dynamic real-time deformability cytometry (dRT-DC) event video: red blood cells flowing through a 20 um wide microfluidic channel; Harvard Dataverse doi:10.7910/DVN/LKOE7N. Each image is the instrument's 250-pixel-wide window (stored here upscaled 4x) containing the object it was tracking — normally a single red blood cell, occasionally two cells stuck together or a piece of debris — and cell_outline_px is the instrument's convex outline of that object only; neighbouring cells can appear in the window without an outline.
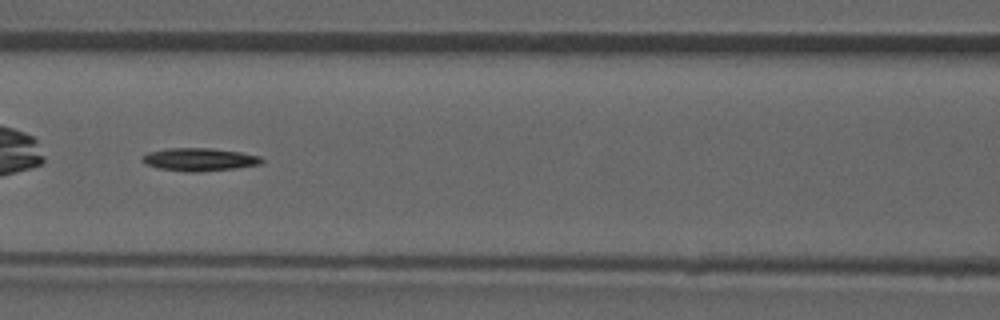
{"species": "common noctule bat (a hibernating species)", "species_latin": "Nyctalus noctula", "temperature_condition": "room temperature", "stored_images_in_passage": 26, "camera_frame_rate_fps": 3000, "um_per_image_px": 0.085, "animal": {"sex": "male", "forearm_length_mm": 52.5}, "frame": {"image": 1, "passage_image": 8, "time_ms": 2.333, "image_size_px": [1000, 320], "cell_outline_px": [[264, 160], [260, 164], [236, 168], [200, 172], [188, 172], [160, 168], [144, 164], [140, 160], [140, 156], [148, 152], [168, 148], [212, 148], [240, 152], [260, 156]], "centroid_in_image_um": [16.91, 13.55], "position_along_channel_um": 149.7, "area_um2": 16.07}, "authors_computed_cell_mechanics": {"area_um2": 15.2881, "velocity_mm_per_s": 3.9324, "shape_relaxation_time_tau1_ms": 6.4205, "shape_relaxation_time_tau2_ms": null, "deformation_change_tau1": 0.1719, "deformation_change_tau2": null}}